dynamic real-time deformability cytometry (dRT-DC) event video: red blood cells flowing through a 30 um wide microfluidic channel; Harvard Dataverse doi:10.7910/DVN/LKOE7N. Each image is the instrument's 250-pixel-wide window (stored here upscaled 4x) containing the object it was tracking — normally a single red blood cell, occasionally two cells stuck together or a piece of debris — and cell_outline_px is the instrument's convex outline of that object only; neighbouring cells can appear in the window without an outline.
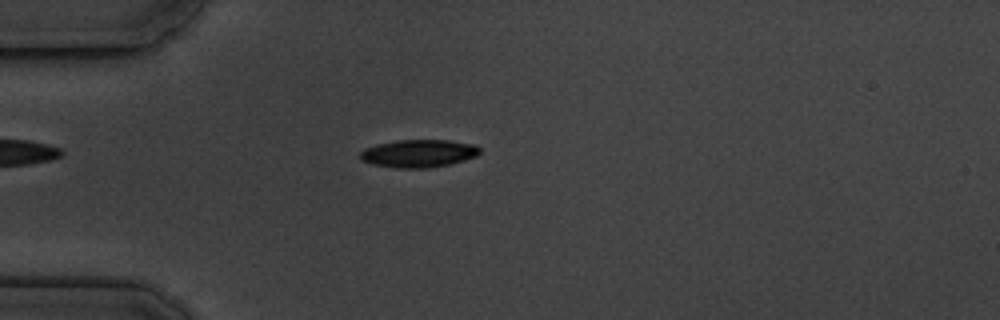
{"species": "common noctule bat (a hibernating species)", "species_latin": "Nyctalus noctula", "temperature_condition": "cold", "stored_images_in_passage": 9, "camera_frame_rate_fps": 3000, "um_per_image_px": 0.085, "animal": {"sex": "male", "body_mass_g": 19.5, "forearm_length_mm": 54.6}, "frame": {"image": 1, "passage_image": 4, "time_ms": 3.667, "image_size_px": [1000, 320], "cell_outline_px": [[480, 152], [476, 156], [464, 160], [448, 164], [428, 168], [396, 168], [372, 164], [360, 160], [360, 152], [364, 148], [376, 144], [396, 140], [448, 140], [476, 144], [480, 148]], "centroid_in_image_um": [35.56, 13.03], "position_along_channel_um": 49.4, "area_um2": 19.48}}
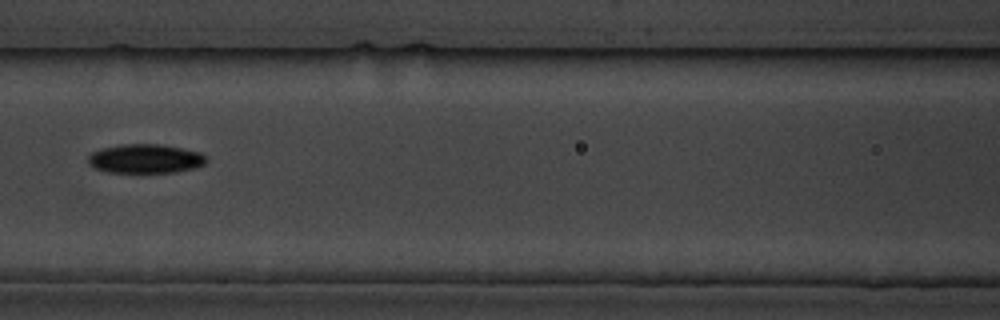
{"frame": {"image": 2, "passage_image": 7, "time_ms": 7.0, "image_size_px": [1000, 320], "cell_outline_px": [[208, 160], [204, 164], [196, 168], [176, 172], [108, 172], [92, 168], [88, 164], [88, 156], [92, 152], [100, 148], [120, 144], [160, 144], [200, 152], [208, 156]], "centroid_in_image_um": [12.35, 13.49], "position_along_channel_um": 154.3, "area_um2": 20.29}}
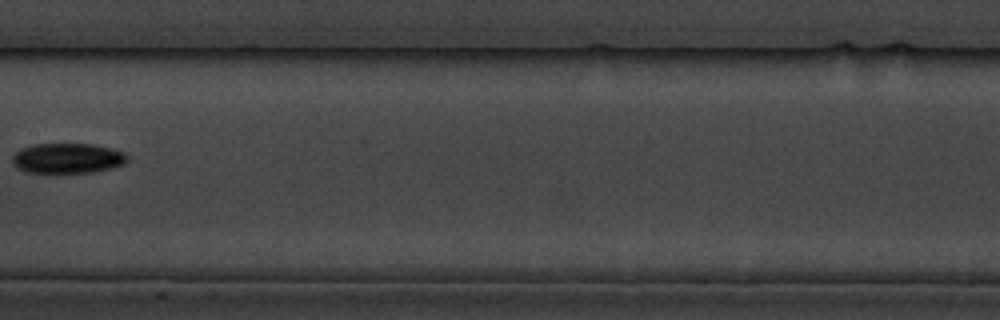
{"frame": {"image": 3, "passage_image": 8, "time_ms": 8.333, "image_size_px": [1000, 320], "cell_outline_px": [[128, 160], [124, 164], [112, 168], [92, 172], [56, 176], [24, 172], [12, 164], [12, 156], [20, 148], [36, 144], [92, 144], [112, 148], [124, 152], [128, 156]], "centroid_in_image_um": [5.7, 13.5], "position_along_channel_um": 201.7, "area_um2": 21.21}}